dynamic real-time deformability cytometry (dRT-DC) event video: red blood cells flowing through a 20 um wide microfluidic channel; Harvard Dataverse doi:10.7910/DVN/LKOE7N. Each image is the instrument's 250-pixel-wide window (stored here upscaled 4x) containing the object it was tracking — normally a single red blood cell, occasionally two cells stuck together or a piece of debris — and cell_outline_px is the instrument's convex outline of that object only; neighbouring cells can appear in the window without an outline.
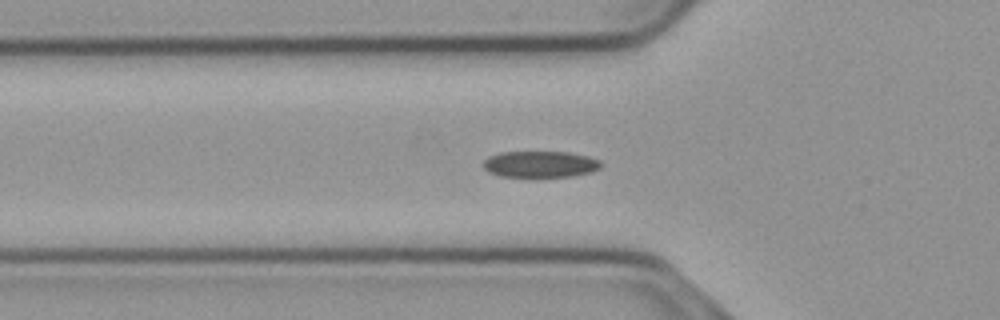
{"species": "common noctule bat (a hibernating species)", "species_latin": "Nyctalus noctula", "temperature_condition": "cold", "stored_images_in_passage": 34, "camera_frame_rate_fps": 3000, "um_per_image_px": 0.085, "animal": {"sex": "male", "body_mass_g": 23.1, "forearm_length_mm": 52.7}, "frame": {"image": 1, "passage_image": 5, "time_ms": 1.333, "image_size_px": [1000, 320], "cell_outline_px": [[604, 164], [600, 168], [592, 172], [572, 176], [532, 180], [500, 176], [488, 172], [484, 168], [484, 160], [488, 156], [500, 152], [568, 152], [588, 156], [600, 160]], "centroid_in_image_um": [45.92, 14.01], "position_along_channel_um": 79.9, "area_um2": 19.13}}
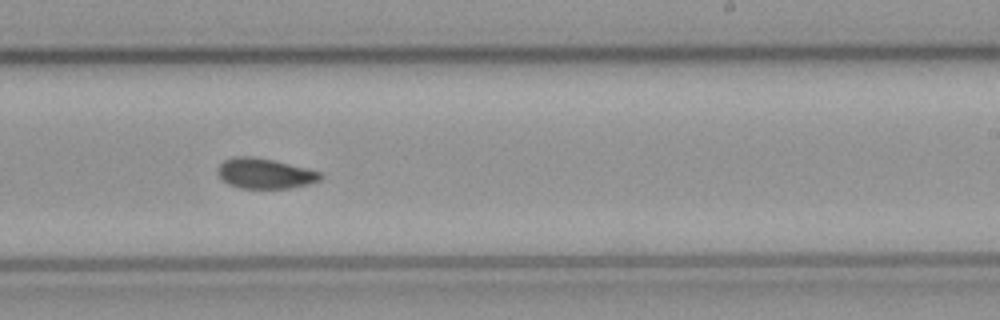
{"frame": {"image": 2, "passage_image": 20, "time_ms": 6.333, "image_size_px": [1000, 320], "cell_outline_px": [[324, 176], [320, 180], [308, 184], [288, 188], [240, 188], [228, 184], [216, 172], [216, 168], [224, 160], [232, 156], [252, 156], [272, 160], [320, 172]], "centroid_in_image_um": [22.47, 14.74], "position_along_channel_um": 266.5, "area_um2": 17.98}}
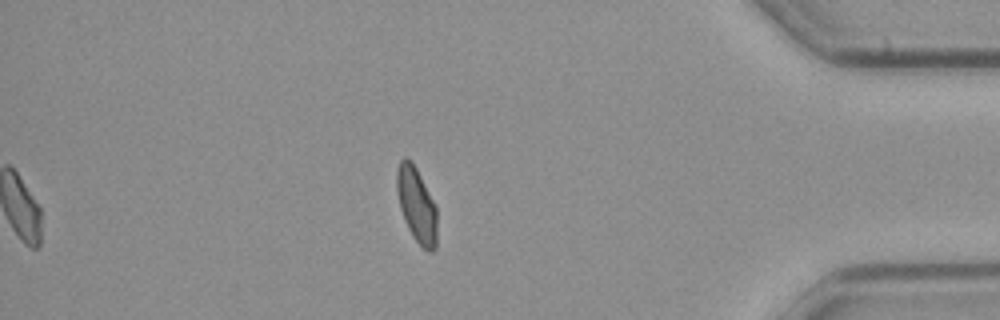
{"frame": {"image": 3, "passage_image": 34, "time_ms": 11.0, "image_size_px": [1000, 320], "cell_outline_px": [[436, 248], [432, 252], [428, 252], [412, 236], [408, 228], [400, 208], [396, 192], [396, 172], [400, 160], [404, 156], [412, 160], [436, 208]], "centroid_in_image_um": [35.38, 17.4], "position_along_channel_um": 399.8, "area_um2": 17.4}, "authors_computed_cell_mechanics": {"area_um2": 18.2648, "velocity_mm_per_s": 3.7037, "shape_relaxation_time_tau1_ms": 10.6597, "shape_relaxation_time_tau2_ms": 4.7819, "deformation_change_tau1": 0.1588, "deformation_change_tau2": 0.068}}